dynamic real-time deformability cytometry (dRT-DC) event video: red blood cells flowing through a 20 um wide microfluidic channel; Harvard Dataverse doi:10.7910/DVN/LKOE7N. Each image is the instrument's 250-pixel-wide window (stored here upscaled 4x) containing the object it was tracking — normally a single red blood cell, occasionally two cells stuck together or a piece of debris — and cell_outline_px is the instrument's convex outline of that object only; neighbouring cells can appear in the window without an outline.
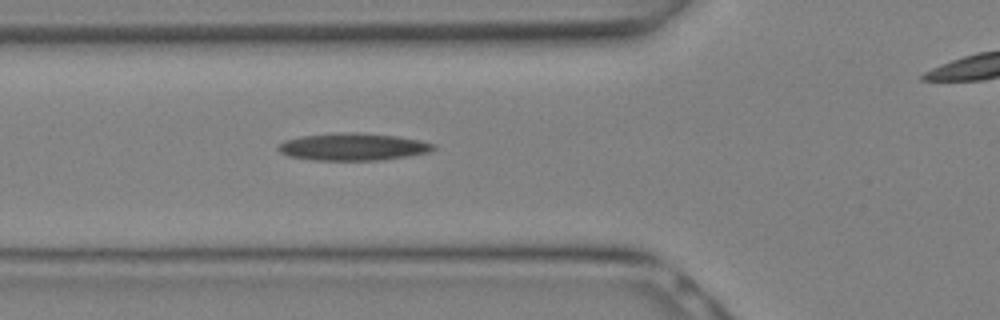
{"species": "Egyptian fruit bat (a non-hibernating species)", "species_latin": "Rousettus aegyptiacus", "temperature_condition": "warm", "stored_images_in_passage": 7, "segment_of_instrument_passage": [1, 2], "camera_frame_rate_fps": 3000, "um_per_image_px": 0.085, "animal": {"sex": "female"}, "frame": {"image": 1, "passage_image": 6, "time_ms": 1.667, "image_size_px": [1000, 320], "cell_outline_px": [[436, 148], [432, 152], [408, 156], [380, 160], [312, 160], [288, 156], [280, 152], [276, 148], [276, 144], [284, 140], [300, 136], [340, 132], [360, 132], [396, 136], [420, 140], [436, 144]], "centroid_in_image_um": [29.99, 12.47], "position_along_channel_um": 95.8, "area_um2": 25.09}}